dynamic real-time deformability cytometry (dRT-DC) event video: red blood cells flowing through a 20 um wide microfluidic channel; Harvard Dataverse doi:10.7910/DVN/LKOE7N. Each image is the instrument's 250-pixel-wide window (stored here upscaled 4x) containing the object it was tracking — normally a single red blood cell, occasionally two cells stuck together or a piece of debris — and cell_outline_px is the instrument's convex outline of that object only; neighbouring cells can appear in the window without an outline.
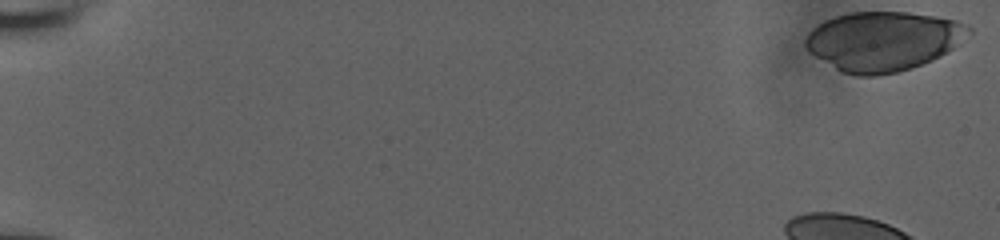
{"species": "human", "species_latin": "Homo sapiens", "temperature_condition": "room temperature", "stored_images_in_passage": 12, "camera_frame_rate_fps": 3000, "um_per_image_px": 0.085, "donor": {"sex": "male"}, "frame": {"image": 1, "passage_image": 1, "time_ms": 0.0, "image_size_px": [1000, 240], "cell_outline_px": [[972, 32], [948, 52], [932, 60], [912, 68], [896, 72], [876, 76], [856, 76], [844, 72], [836, 68], [816, 56], [804, 44], [804, 40], [808, 32], [812, 28], [824, 20], [836, 16], [852, 12], [908, 12], [936, 16], [956, 20], [968, 24], [972, 28]], "centroid_in_image_um": [75.1, 3.48], "position_along_channel_um": 9.9, "area_um2": 56.41}}